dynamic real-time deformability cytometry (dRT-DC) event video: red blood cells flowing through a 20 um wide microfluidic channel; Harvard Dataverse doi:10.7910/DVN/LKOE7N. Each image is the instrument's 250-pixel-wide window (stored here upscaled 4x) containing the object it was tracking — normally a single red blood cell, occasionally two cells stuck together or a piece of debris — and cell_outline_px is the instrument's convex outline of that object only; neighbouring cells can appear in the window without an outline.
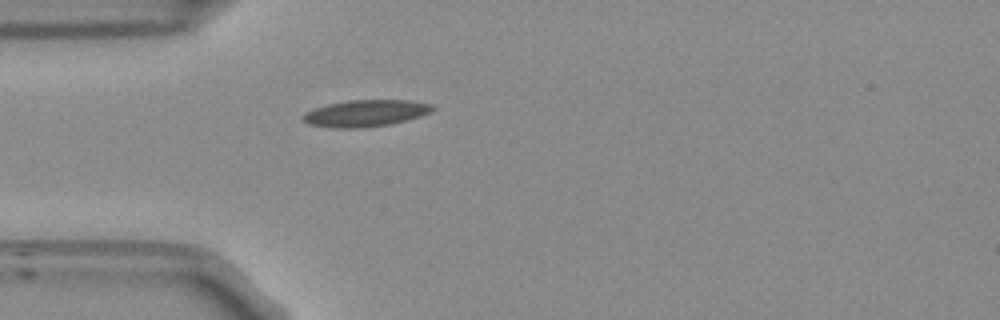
{"species": "Egyptian fruit bat (a non-hibernating species)", "species_latin": "Rousettus aegyptiacus", "temperature_condition": "room temperature", "stored_images_in_passage": 39, "camera_frame_rate_fps": 3000, "um_per_image_px": 0.085, "frame": {"image": 1, "passage_image": 1, "time_ms": 0.0, "image_size_px": [1000, 320], "cell_outline_px": [[436, 108], [420, 116], [408, 120], [388, 124], [364, 128], [336, 128], [308, 124], [300, 120], [300, 116], [304, 112], [328, 104], [348, 100], [408, 100], [432, 104]], "centroid_in_image_um": [31.03, 9.63], "position_along_channel_um": 54.0, "area_um2": 20.23}}
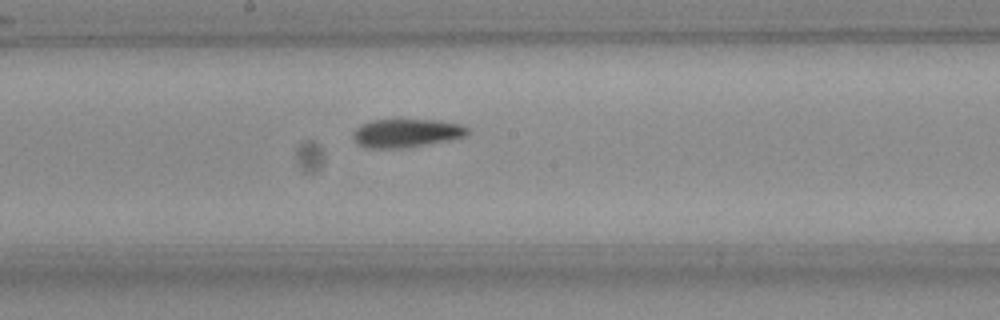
{"frame": {"image": 2, "passage_image": 14, "time_ms": 4.333, "image_size_px": [1000, 320], "cell_outline_px": [[468, 132], [464, 136], [452, 140], [404, 148], [368, 148], [360, 144], [352, 136], [352, 132], [356, 128], [372, 120], [392, 116], [396, 116], [440, 120], [460, 124], [468, 128]], "centroid_in_image_um": [34.55, 11.25], "position_along_channel_um": 213.7, "area_um2": 19.88}}
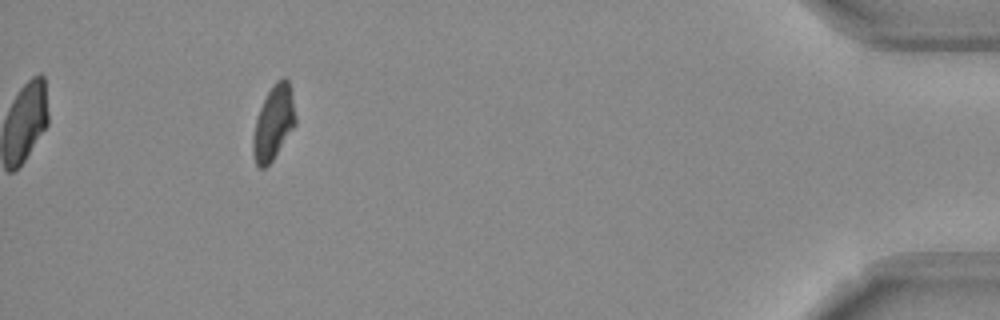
{"frame": {"image": 3, "passage_image": 35, "time_ms": 11.333, "image_size_px": [1000, 320], "cell_outline_px": [[296, 124], [272, 160], [264, 168], [260, 168], [256, 164], [252, 152], [252, 140], [256, 120], [260, 108], [268, 92], [276, 80], [284, 76], [288, 80], [292, 96], [296, 116]], "centroid_in_image_um": [23.25, 10.43], "position_along_channel_um": 412.0, "area_um2": 18.15}, "authors_computed_cell_mechanics": {"area_um2": 18.785, "velocity_mm_per_s": 3.7814, "shape_relaxation_time_tau1_ms": 10.3225, "shape_relaxation_time_tau2_ms": 4.7775, "deformation_change_tau1": 0.2247, "deformation_change_tau2": 0.1034}}